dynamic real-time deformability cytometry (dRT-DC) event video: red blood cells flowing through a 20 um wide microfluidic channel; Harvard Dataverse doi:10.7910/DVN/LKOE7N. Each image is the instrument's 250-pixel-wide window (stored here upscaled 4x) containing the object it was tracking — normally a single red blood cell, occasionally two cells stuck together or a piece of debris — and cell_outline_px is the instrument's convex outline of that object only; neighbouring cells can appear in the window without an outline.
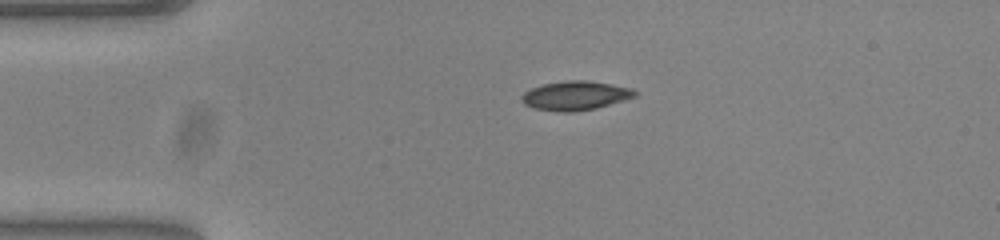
{"species": "common noctule bat (a hibernating species)", "species_latin": "Nyctalus noctula", "temperature_condition": "warm", "stored_images_in_passage": 43, "camera_frame_rate_fps": 3000, "um_per_image_px": 0.085, "animal": {"sex": "female", "body_mass_g": 23.0, "forearm_length_mm": 53.4}, "frame": {"image": 1, "passage_image": 1, "time_ms": 0.0, "image_size_px": [1000, 240], "cell_outline_px": [[636, 96], [624, 100], [596, 108], [572, 112], [560, 112], [532, 108], [524, 104], [520, 100], [520, 96], [524, 92], [532, 88], [544, 84], [568, 80], [584, 80], [632, 88], [636, 92]], "centroid_in_image_um": [48.86, 8.14], "position_along_channel_um": 36.1, "area_um2": 19.07}}
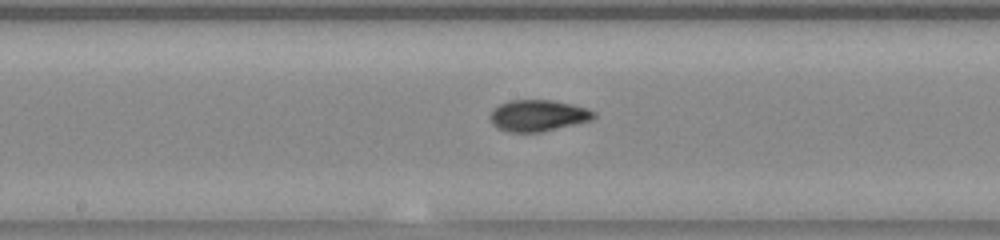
{"frame": {"image": 2, "passage_image": 17, "time_ms": 5.333, "image_size_px": [1000, 240], "cell_outline_px": [[596, 116], [592, 120], [540, 132], [508, 132], [492, 124], [488, 116], [500, 104], [512, 100], [552, 100], [572, 104], [596, 112]], "centroid_in_image_um": [45.73, 9.82], "position_along_channel_um": 202.5, "area_um2": 18.79}}
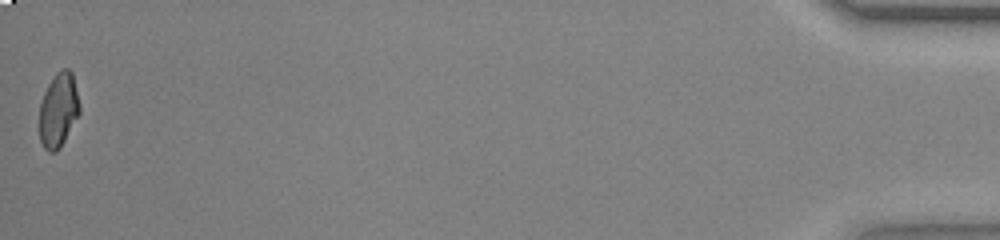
{"frame": {"image": 3, "passage_image": 43, "time_ms": 14.0, "image_size_px": [1000, 240], "cell_outline_px": [[80, 112], [60, 148], [56, 152], [48, 152], [44, 148], [40, 140], [40, 104], [44, 92], [48, 84], [56, 72], [64, 68], [68, 68], [72, 72], [80, 104]], "centroid_in_image_um": [4.97, 9.35], "position_along_channel_um": 430.2, "area_um2": 17.4}, "authors_computed_cell_mechanics": {"area_um2": 18.4382, "velocity_mm_per_s": 3.7961, "shape_relaxation_time_tau1_ms": null, "shape_relaxation_time_tau2_ms": 2.0854, "deformation_change_tau1": null, "deformation_change_tau2": 0.0554}}